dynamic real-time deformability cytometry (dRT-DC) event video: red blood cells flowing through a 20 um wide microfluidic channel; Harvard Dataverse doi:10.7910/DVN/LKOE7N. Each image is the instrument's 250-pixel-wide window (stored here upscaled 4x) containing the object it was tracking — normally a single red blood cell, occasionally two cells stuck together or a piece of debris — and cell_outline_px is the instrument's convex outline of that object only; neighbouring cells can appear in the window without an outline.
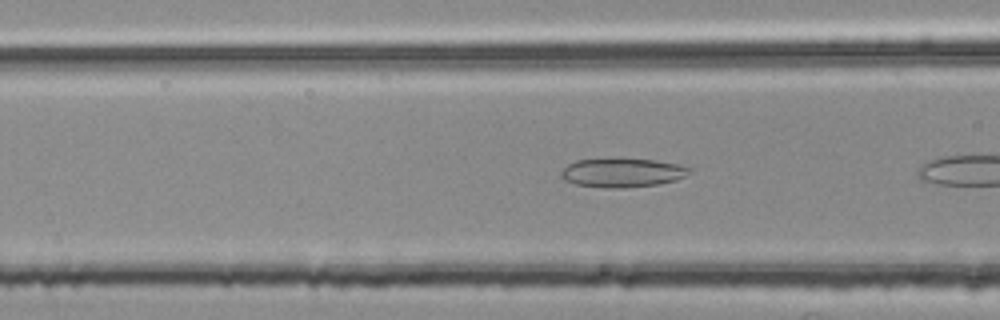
{"species": "common noctule bat (a hibernating species)", "species_latin": "Nyctalus noctula", "temperature_condition": "room temperature", "stored_images_in_passage": 8, "camera_frame_rate_fps": 3000, "um_per_image_px": 0.085, "animal": {"sex": "female", "body_mass_g": 25.1}, "frame": {"image": 1, "passage_image": 4, "time_ms": 1.0, "image_size_px": [1000, 320], "cell_outline_px": [[692, 172], [688, 176], [676, 180], [656, 184], [620, 188], [608, 188], [576, 184], [564, 180], [560, 176], [560, 172], [568, 164], [576, 160], [620, 156], [656, 160], [680, 164], [692, 168]], "centroid_in_image_um": [52.92, 14.63], "position_along_channel_um": 113.7, "area_um2": 22.48}}